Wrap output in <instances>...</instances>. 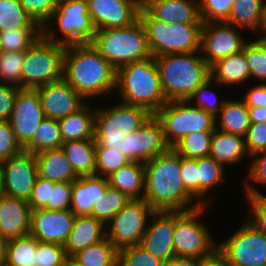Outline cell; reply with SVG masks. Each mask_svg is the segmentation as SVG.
Here are the masks:
<instances>
[{
	"mask_svg": "<svg viewBox=\"0 0 266 266\" xmlns=\"http://www.w3.org/2000/svg\"><path fill=\"white\" fill-rule=\"evenodd\" d=\"M144 164L143 198L155 211L186 212L201 207L185 189L180 175V155L173 148Z\"/></svg>",
	"mask_w": 266,
	"mask_h": 266,
	"instance_id": "6da1fadb",
	"label": "cell"
},
{
	"mask_svg": "<svg viewBox=\"0 0 266 266\" xmlns=\"http://www.w3.org/2000/svg\"><path fill=\"white\" fill-rule=\"evenodd\" d=\"M117 69L91 45L66 46L63 79L85 100L109 95L116 88Z\"/></svg>",
	"mask_w": 266,
	"mask_h": 266,
	"instance_id": "7a4b0ae2",
	"label": "cell"
},
{
	"mask_svg": "<svg viewBox=\"0 0 266 266\" xmlns=\"http://www.w3.org/2000/svg\"><path fill=\"white\" fill-rule=\"evenodd\" d=\"M199 54L194 51L154 57L167 102L188 100L210 79V66Z\"/></svg>",
	"mask_w": 266,
	"mask_h": 266,
	"instance_id": "3957f363",
	"label": "cell"
},
{
	"mask_svg": "<svg viewBox=\"0 0 266 266\" xmlns=\"http://www.w3.org/2000/svg\"><path fill=\"white\" fill-rule=\"evenodd\" d=\"M114 91L121 102L146 108L152 114L167 103L153 56L118 68Z\"/></svg>",
	"mask_w": 266,
	"mask_h": 266,
	"instance_id": "277c9868",
	"label": "cell"
},
{
	"mask_svg": "<svg viewBox=\"0 0 266 266\" xmlns=\"http://www.w3.org/2000/svg\"><path fill=\"white\" fill-rule=\"evenodd\" d=\"M91 45L116 69L152 56L139 18L126 27L96 30Z\"/></svg>",
	"mask_w": 266,
	"mask_h": 266,
	"instance_id": "5b68a950",
	"label": "cell"
},
{
	"mask_svg": "<svg viewBox=\"0 0 266 266\" xmlns=\"http://www.w3.org/2000/svg\"><path fill=\"white\" fill-rule=\"evenodd\" d=\"M139 19L143 23L153 57L200 51L203 23H171L152 17L142 6Z\"/></svg>",
	"mask_w": 266,
	"mask_h": 266,
	"instance_id": "8992f818",
	"label": "cell"
},
{
	"mask_svg": "<svg viewBox=\"0 0 266 266\" xmlns=\"http://www.w3.org/2000/svg\"><path fill=\"white\" fill-rule=\"evenodd\" d=\"M58 31L62 36H56ZM95 32L87 0H58L57 9L42 28L47 40L65 47L91 43Z\"/></svg>",
	"mask_w": 266,
	"mask_h": 266,
	"instance_id": "52a82bcc",
	"label": "cell"
},
{
	"mask_svg": "<svg viewBox=\"0 0 266 266\" xmlns=\"http://www.w3.org/2000/svg\"><path fill=\"white\" fill-rule=\"evenodd\" d=\"M65 49L41 35L24 51L22 88L35 89L62 79Z\"/></svg>",
	"mask_w": 266,
	"mask_h": 266,
	"instance_id": "ba28073f",
	"label": "cell"
},
{
	"mask_svg": "<svg viewBox=\"0 0 266 266\" xmlns=\"http://www.w3.org/2000/svg\"><path fill=\"white\" fill-rule=\"evenodd\" d=\"M207 206L180 212L174 211L173 246L175 257L206 258L212 255L218 244L214 241L205 222L199 221Z\"/></svg>",
	"mask_w": 266,
	"mask_h": 266,
	"instance_id": "9c48e42d",
	"label": "cell"
},
{
	"mask_svg": "<svg viewBox=\"0 0 266 266\" xmlns=\"http://www.w3.org/2000/svg\"><path fill=\"white\" fill-rule=\"evenodd\" d=\"M162 123L166 142L172 148L179 140L194 131H214L215 117L187 100L169 101L156 113Z\"/></svg>",
	"mask_w": 266,
	"mask_h": 266,
	"instance_id": "30bf717a",
	"label": "cell"
},
{
	"mask_svg": "<svg viewBox=\"0 0 266 266\" xmlns=\"http://www.w3.org/2000/svg\"><path fill=\"white\" fill-rule=\"evenodd\" d=\"M155 210L143 199L129 202L105 226L106 238L118 249L140 245Z\"/></svg>",
	"mask_w": 266,
	"mask_h": 266,
	"instance_id": "8fae6325",
	"label": "cell"
},
{
	"mask_svg": "<svg viewBox=\"0 0 266 266\" xmlns=\"http://www.w3.org/2000/svg\"><path fill=\"white\" fill-rule=\"evenodd\" d=\"M217 249L231 266H266V235L247 219Z\"/></svg>",
	"mask_w": 266,
	"mask_h": 266,
	"instance_id": "7c38bea8",
	"label": "cell"
},
{
	"mask_svg": "<svg viewBox=\"0 0 266 266\" xmlns=\"http://www.w3.org/2000/svg\"><path fill=\"white\" fill-rule=\"evenodd\" d=\"M170 148L165 139L162 123L153 114L141 128L122 139L119 151L130 161L145 163Z\"/></svg>",
	"mask_w": 266,
	"mask_h": 266,
	"instance_id": "4fadbf2b",
	"label": "cell"
},
{
	"mask_svg": "<svg viewBox=\"0 0 266 266\" xmlns=\"http://www.w3.org/2000/svg\"><path fill=\"white\" fill-rule=\"evenodd\" d=\"M238 30L225 21L203 23L200 54L210 67L218 60L243 50L248 40L243 39Z\"/></svg>",
	"mask_w": 266,
	"mask_h": 266,
	"instance_id": "5bb4252c",
	"label": "cell"
},
{
	"mask_svg": "<svg viewBox=\"0 0 266 266\" xmlns=\"http://www.w3.org/2000/svg\"><path fill=\"white\" fill-rule=\"evenodd\" d=\"M45 118L36 89L20 88L9 118L17 142L24 148Z\"/></svg>",
	"mask_w": 266,
	"mask_h": 266,
	"instance_id": "9a60e30c",
	"label": "cell"
},
{
	"mask_svg": "<svg viewBox=\"0 0 266 266\" xmlns=\"http://www.w3.org/2000/svg\"><path fill=\"white\" fill-rule=\"evenodd\" d=\"M1 165L3 194L28 202L38 176L35 154L22 151L10 159L1 161Z\"/></svg>",
	"mask_w": 266,
	"mask_h": 266,
	"instance_id": "2e32d148",
	"label": "cell"
},
{
	"mask_svg": "<svg viewBox=\"0 0 266 266\" xmlns=\"http://www.w3.org/2000/svg\"><path fill=\"white\" fill-rule=\"evenodd\" d=\"M95 30L122 28L139 18L142 0H87Z\"/></svg>",
	"mask_w": 266,
	"mask_h": 266,
	"instance_id": "e0dca14e",
	"label": "cell"
},
{
	"mask_svg": "<svg viewBox=\"0 0 266 266\" xmlns=\"http://www.w3.org/2000/svg\"><path fill=\"white\" fill-rule=\"evenodd\" d=\"M76 215L70 210H31L30 235L42 243L65 245Z\"/></svg>",
	"mask_w": 266,
	"mask_h": 266,
	"instance_id": "ac0fdd59",
	"label": "cell"
},
{
	"mask_svg": "<svg viewBox=\"0 0 266 266\" xmlns=\"http://www.w3.org/2000/svg\"><path fill=\"white\" fill-rule=\"evenodd\" d=\"M35 89L39 94L45 118L60 120L86 103L63 78Z\"/></svg>",
	"mask_w": 266,
	"mask_h": 266,
	"instance_id": "d6986e66",
	"label": "cell"
},
{
	"mask_svg": "<svg viewBox=\"0 0 266 266\" xmlns=\"http://www.w3.org/2000/svg\"><path fill=\"white\" fill-rule=\"evenodd\" d=\"M149 220L140 246L167 263L175 257L173 246L174 211H155Z\"/></svg>",
	"mask_w": 266,
	"mask_h": 266,
	"instance_id": "ffe728a7",
	"label": "cell"
},
{
	"mask_svg": "<svg viewBox=\"0 0 266 266\" xmlns=\"http://www.w3.org/2000/svg\"><path fill=\"white\" fill-rule=\"evenodd\" d=\"M31 208L27 201L0 195V233L13 239L30 233Z\"/></svg>",
	"mask_w": 266,
	"mask_h": 266,
	"instance_id": "44dd1931",
	"label": "cell"
},
{
	"mask_svg": "<svg viewBox=\"0 0 266 266\" xmlns=\"http://www.w3.org/2000/svg\"><path fill=\"white\" fill-rule=\"evenodd\" d=\"M142 7L154 18L171 23H203L199 0H142Z\"/></svg>",
	"mask_w": 266,
	"mask_h": 266,
	"instance_id": "7402d4cb",
	"label": "cell"
},
{
	"mask_svg": "<svg viewBox=\"0 0 266 266\" xmlns=\"http://www.w3.org/2000/svg\"><path fill=\"white\" fill-rule=\"evenodd\" d=\"M109 186L107 177L97 175L79 176L72 181L70 210L76 216L90 215L96 200Z\"/></svg>",
	"mask_w": 266,
	"mask_h": 266,
	"instance_id": "603a6c76",
	"label": "cell"
},
{
	"mask_svg": "<svg viewBox=\"0 0 266 266\" xmlns=\"http://www.w3.org/2000/svg\"><path fill=\"white\" fill-rule=\"evenodd\" d=\"M106 237L105 226L90 215L76 216L69 238L64 245L71 259L79 251L102 241Z\"/></svg>",
	"mask_w": 266,
	"mask_h": 266,
	"instance_id": "cb8c5ba5",
	"label": "cell"
},
{
	"mask_svg": "<svg viewBox=\"0 0 266 266\" xmlns=\"http://www.w3.org/2000/svg\"><path fill=\"white\" fill-rule=\"evenodd\" d=\"M225 22L258 36L266 25V0H234Z\"/></svg>",
	"mask_w": 266,
	"mask_h": 266,
	"instance_id": "d4e9b609",
	"label": "cell"
},
{
	"mask_svg": "<svg viewBox=\"0 0 266 266\" xmlns=\"http://www.w3.org/2000/svg\"><path fill=\"white\" fill-rule=\"evenodd\" d=\"M119 123V103L97 108L95 114L94 139L101 147L121 149V141L127 136Z\"/></svg>",
	"mask_w": 266,
	"mask_h": 266,
	"instance_id": "484cf974",
	"label": "cell"
},
{
	"mask_svg": "<svg viewBox=\"0 0 266 266\" xmlns=\"http://www.w3.org/2000/svg\"><path fill=\"white\" fill-rule=\"evenodd\" d=\"M209 156L224 167L226 164L241 163L242 158L249 156L245 145V137L215 128L211 138Z\"/></svg>",
	"mask_w": 266,
	"mask_h": 266,
	"instance_id": "4316f807",
	"label": "cell"
},
{
	"mask_svg": "<svg viewBox=\"0 0 266 266\" xmlns=\"http://www.w3.org/2000/svg\"><path fill=\"white\" fill-rule=\"evenodd\" d=\"M37 173L41 178L53 182L74 181L75 173L63 149H49L35 154Z\"/></svg>",
	"mask_w": 266,
	"mask_h": 266,
	"instance_id": "83f0119b",
	"label": "cell"
},
{
	"mask_svg": "<svg viewBox=\"0 0 266 266\" xmlns=\"http://www.w3.org/2000/svg\"><path fill=\"white\" fill-rule=\"evenodd\" d=\"M110 187L123 192L130 199H143L145 193V164L131 161L107 176ZM142 193V194H141Z\"/></svg>",
	"mask_w": 266,
	"mask_h": 266,
	"instance_id": "f1b7e54d",
	"label": "cell"
},
{
	"mask_svg": "<svg viewBox=\"0 0 266 266\" xmlns=\"http://www.w3.org/2000/svg\"><path fill=\"white\" fill-rule=\"evenodd\" d=\"M214 85L227 86L247 82L251 79L244 48L242 51L218 60L210 67Z\"/></svg>",
	"mask_w": 266,
	"mask_h": 266,
	"instance_id": "f546056e",
	"label": "cell"
},
{
	"mask_svg": "<svg viewBox=\"0 0 266 266\" xmlns=\"http://www.w3.org/2000/svg\"><path fill=\"white\" fill-rule=\"evenodd\" d=\"M86 103L77 111L58 120L64 142L94 138L96 108Z\"/></svg>",
	"mask_w": 266,
	"mask_h": 266,
	"instance_id": "4dcf8cb0",
	"label": "cell"
},
{
	"mask_svg": "<svg viewBox=\"0 0 266 266\" xmlns=\"http://www.w3.org/2000/svg\"><path fill=\"white\" fill-rule=\"evenodd\" d=\"M61 148L78 176L95 175L96 141L94 138L67 141Z\"/></svg>",
	"mask_w": 266,
	"mask_h": 266,
	"instance_id": "1f68e13d",
	"label": "cell"
},
{
	"mask_svg": "<svg viewBox=\"0 0 266 266\" xmlns=\"http://www.w3.org/2000/svg\"><path fill=\"white\" fill-rule=\"evenodd\" d=\"M215 121L217 129L245 137L251 124L248 106L243 100L226 99Z\"/></svg>",
	"mask_w": 266,
	"mask_h": 266,
	"instance_id": "d6a6232c",
	"label": "cell"
},
{
	"mask_svg": "<svg viewBox=\"0 0 266 266\" xmlns=\"http://www.w3.org/2000/svg\"><path fill=\"white\" fill-rule=\"evenodd\" d=\"M118 251L105 237L102 241L79 251L71 260L78 266H118Z\"/></svg>",
	"mask_w": 266,
	"mask_h": 266,
	"instance_id": "836d02e7",
	"label": "cell"
},
{
	"mask_svg": "<svg viewBox=\"0 0 266 266\" xmlns=\"http://www.w3.org/2000/svg\"><path fill=\"white\" fill-rule=\"evenodd\" d=\"M225 169L222 164L210 156L198 158V180H199V204L209 206L211 199L204 198L207 192L210 193L220 184H223L226 178ZM222 182V183H221ZM204 198V199H203Z\"/></svg>",
	"mask_w": 266,
	"mask_h": 266,
	"instance_id": "e575fe53",
	"label": "cell"
},
{
	"mask_svg": "<svg viewBox=\"0 0 266 266\" xmlns=\"http://www.w3.org/2000/svg\"><path fill=\"white\" fill-rule=\"evenodd\" d=\"M62 144L63 140L58 120L44 118L23 151L37 154L44 150L60 148Z\"/></svg>",
	"mask_w": 266,
	"mask_h": 266,
	"instance_id": "d590c367",
	"label": "cell"
},
{
	"mask_svg": "<svg viewBox=\"0 0 266 266\" xmlns=\"http://www.w3.org/2000/svg\"><path fill=\"white\" fill-rule=\"evenodd\" d=\"M14 29H42L23 9L19 0H0V32Z\"/></svg>",
	"mask_w": 266,
	"mask_h": 266,
	"instance_id": "8d00e7d4",
	"label": "cell"
},
{
	"mask_svg": "<svg viewBox=\"0 0 266 266\" xmlns=\"http://www.w3.org/2000/svg\"><path fill=\"white\" fill-rule=\"evenodd\" d=\"M38 242L30 234L8 240L5 264L7 266H35Z\"/></svg>",
	"mask_w": 266,
	"mask_h": 266,
	"instance_id": "74e56055",
	"label": "cell"
},
{
	"mask_svg": "<svg viewBox=\"0 0 266 266\" xmlns=\"http://www.w3.org/2000/svg\"><path fill=\"white\" fill-rule=\"evenodd\" d=\"M130 198L118 189L108 186L94 203L91 216L104 226L129 202Z\"/></svg>",
	"mask_w": 266,
	"mask_h": 266,
	"instance_id": "f35d334b",
	"label": "cell"
},
{
	"mask_svg": "<svg viewBox=\"0 0 266 266\" xmlns=\"http://www.w3.org/2000/svg\"><path fill=\"white\" fill-rule=\"evenodd\" d=\"M213 131H194L184 136L172 148L186 158L198 159L210 154Z\"/></svg>",
	"mask_w": 266,
	"mask_h": 266,
	"instance_id": "ab89813d",
	"label": "cell"
},
{
	"mask_svg": "<svg viewBox=\"0 0 266 266\" xmlns=\"http://www.w3.org/2000/svg\"><path fill=\"white\" fill-rule=\"evenodd\" d=\"M42 29H14L0 32L2 51H26L40 36Z\"/></svg>",
	"mask_w": 266,
	"mask_h": 266,
	"instance_id": "60d3db41",
	"label": "cell"
},
{
	"mask_svg": "<svg viewBox=\"0 0 266 266\" xmlns=\"http://www.w3.org/2000/svg\"><path fill=\"white\" fill-rule=\"evenodd\" d=\"M24 51H2L0 56V83L22 88Z\"/></svg>",
	"mask_w": 266,
	"mask_h": 266,
	"instance_id": "b9f144b4",
	"label": "cell"
},
{
	"mask_svg": "<svg viewBox=\"0 0 266 266\" xmlns=\"http://www.w3.org/2000/svg\"><path fill=\"white\" fill-rule=\"evenodd\" d=\"M244 54L249 65L250 77L266 84V46L256 37L244 46Z\"/></svg>",
	"mask_w": 266,
	"mask_h": 266,
	"instance_id": "7bdbcfd3",
	"label": "cell"
},
{
	"mask_svg": "<svg viewBox=\"0 0 266 266\" xmlns=\"http://www.w3.org/2000/svg\"><path fill=\"white\" fill-rule=\"evenodd\" d=\"M131 162L118 149L101 147L96 142V169L95 175L107 177L120 167Z\"/></svg>",
	"mask_w": 266,
	"mask_h": 266,
	"instance_id": "ee69618b",
	"label": "cell"
},
{
	"mask_svg": "<svg viewBox=\"0 0 266 266\" xmlns=\"http://www.w3.org/2000/svg\"><path fill=\"white\" fill-rule=\"evenodd\" d=\"M212 84L213 80L210 77V79H208L203 85L199 86L195 90V92L189 97L187 101L189 103H193V101L196 100L193 106L201 108L207 113H210L214 117H216L224 106L226 99L221 100V102H219V96L214 92L215 90H211Z\"/></svg>",
	"mask_w": 266,
	"mask_h": 266,
	"instance_id": "f6af8a7d",
	"label": "cell"
},
{
	"mask_svg": "<svg viewBox=\"0 0 266 266\" xmlns=\"http://www.w3.org/2000/svg\"><path fill=\"white\" fill-rule=\"evenodd\" d=\"M153 114L146 108L119 103V123L127 134L141 128Z\"/></svg>",
	"mask_w": 266,
	"mask_h": 266,
	"instance_id": "bcb514c9",
	"label": "cell"
},
{
	"mask_svg": "<svg viewBox=\"0 0 266 266\" xmlns=\"http://www.w3.org/2000/svg\"><path fill=\"white\" fill-rule=\"evenodd\" d=\"M118 266H165V263L140 245H135L118 251Z\"/></svg>",
	"mask_w": 266,
	"mask_h": 266,
	"instance_id": "7dc6e473",
	"label": "cell"
},
{
	"mask_svg": "<svg viewBox=\"0 0 266 266\" xmlns=\"http://www.w3.org/2000/svg\"><path fill=\"white\" fill-rule=\"evenodd\" d=\"M69 260L63 245L38 242L35 266H64Z\"/></svg>",
	"mask_w": 266,
	"mask_h": 266,
	"instance_id": "c3c4849f",
	"label": "cell"
},
{
	"mask_svg": "<svg viewBox=\"0 0 266 266\" xmlns=\"http://www.w3.org/2000/svg\"><path fill=\"white\" fill-rule=\"evenodd\" d=\"M252 159V163L250 164V169L248 170V181H244V191L246 193L245 196H261L265 195L261 193L258 188L252 185L253 183L266 184V151L256 153L250 156ZM251 181V182H250ZM249 182V183H248ZM252 183V184H251Z\"/></svg>",
	"mask_w": 266,
	"mask_h": 266,
	"instance_id": "681fc988",
	"label": "cell"
},
{
	"mask_svg": "<svg viewBox=\"0 0 266 266\" xmlns=\"http://www.w3.org/2000/svg\"><path fill=\"white\" fill-rule=\"evenodd\" d=\"M234 0H199L200 18L203 23L226 21Z\"/></svg>",
	"mask_w": 266,
	"mask_h": 266,
	"instance_id": "f907efd6",
	"label": "cell"
},
{
	"mask_svg": "<svg viewBox=\"0 0 266 266\" xmlns=\"http://www.w3.org/2000/svg\"><path fill=\"white\" fill-rule=\"evenodd\" d=\"M29 16L43 28L57 9L58 0H19Z\"/></svg>",
	"mask_w": 266,
	"mask_h": 266,
	"instance_id": "816d5d0a",
	"label": "cell"
},
{
	"mask_svg": "<svg viewBox=\"0 0 266 266\" xmlns=\"http://www.w3.org/2000/svg\"><path fill=\"white\" fill-rule=\"evenodd\" d=\"M180 170L186 191L199 203L198 159L180 156Z\"/></svg>",
	"mask_w": 266,
	"mask_h": 266,
	"instance_id": "f5cc1de1",
	"label": "cell"
},
{
	"mask_svg": "<svg viewBox=\"0 0 266 266\" xmlns=\"http://www.w3.org/2000/svg\"><path fill=\"white\" fill-rule=\"evenodd\" d=\"M22 151L23 148L17 142L9 120H0V162Z\"/></svg>",
	"mask_w": 266,
	"mask_h": 266,
	"instance_id": "db71d44e",
	"label": "cell"
},
{
	"mask_svg": "<svg viewBox=\"0 0 266 266\" xmlns=\"http://www.w3.org/2000/svg\"><path fill=\"white\" fill-rule=\"evenodd\" d=\"M52 188L54 182L37 176L28 200L31 210L42 209L47 203H51Z\"/></svg>",
	"mask_w": 266,
	"mask_h": 266,
	"instance_id": "11a10c76",
	"label": "cell"
},
{
	"mask_svg": "<svg viewBox=\"0 0 266 266\" xmlns=\"http://www.w3.org/2000/svg\"><path fill=\"white\" fill-rule=\"evenodd\" d=\"M245 145L249 157L266 151V122L250 124L245 136Z\"/></svg>",
	"mask_w": 266,
	"mask_h": 266,
	"instance_id": "9f6ffc18",
	"label": "cell"
},
{
	"mask_svg": "<svg viewBox=\"0 0 266 266\" xmlns=\"http://www.w3.org/2000/svg\"><path fill=\"white\" fill-rule=\"evenodd\" d=\"M71 194L72 181L54 182V188H52L51 203H47L44 208L53 211L70 209Z\"/></svg>",
	"mask_w": 266,
	"mask_h": 266,
	"instance_id": "6f0895ef",
	"label": "cell"
},
{
	"mask_svg": "<svg viewBox=\"0 0 266 266\" xmlns=\"http://www.w3.org/2000/svg\"><path fill=\"white\" fill-rule=\"evenodd\" d=\"M246 201L252 208L246 219L266 235V195L247 197Z\"/></svg>",
	"mask_w": 266,
	"mask_h": 266,
	"instance_id": "680465c9",
	"label": "cell"
},
{
	"mask_svg": "<svg viewBox=\"0 0 266 266\" xmlns=\"http://www.w3.org/2000/svg\"><path fill=\"white\" fill-rule=\"evenodd\" d=\"M20 87L0 83V120H9Z\"/></svg>",
	"mask_w": 266,
	"mask_h": 266,
	"instance_id": "91938a15",
	"label": "cell"
},
{
	"mask_svg": "<svg viewBox=\"0 0 266 266\" xmlns=\"http://www.w3.org/2000/svg\"><path fill=\"white\" fill-rule=\"evenodd\" d=\"M243 97L247 106L266 107V84L260 83L250 87Z\"/></svg>",
	"mask_w": 266,
	"mask_h": 266,
	"instance_id": "94428289",
	"label": "cell"
},
{
	"mask_svg": "<svg viewBox=\"0 0 266 266\" xmlns=\"http://www.w3.org/2000/svg\"><path fill=\"white\" fill-rule=\"evenodd\" d=\"M202 266H231L217 249L212 255L202 258Z\"/></svg>",
	"mask_w": 266,
	"mask_h": 266,
	"instance_id": "6125c7cd",
	"label": "cell"
},
{
	"mask_svg": "<svg viewBox=\"0 0 266 266\" xmlns=\"http://www.w3.org/2000/svg\"><path fill=\"white\" fill-rule=\"evenodd\" d=\"M165 266H202V259L188 257H173Z\"/></svg>",
	"mask_w": 266,
	"mask_h": 266,
	"instance_id": "be15d7a7",
	"label": "cell"
},
{
	"mask_svg": "<svg viewBox=\"0 0 266 266\" xmlns=\"http://www.w3.org/2000/svg\"><path fill=\"white\" fill-rule=\"evenodd\" d=\"M250 123L266 122V107L248 106Z\"/></svg>",
	"mask_w": 266,
	"mask_h": 266,
	"instance_id": "e7e4bbea",
	"label": "cell"
},
{
	"mask_svg": "<svg viewBox=\"0 0 266 266\" xmlns=\"http://www.w3.org/2000/svg\"><path fill=\"white\" fill-rule=\"evenodd\" d=\"M8 240L0 233V263H5Z\"/></svg>",
	"mask_w": 266,
	"mask_h": 266,
	"instance_id": "03108f58",
	"label": "cell"
},
{
	"mask_svg": "<svg viewBox=\"0 0 266 266\" xmlns=\"http://www.w3.org/2000/svg\"><path fill=\"white\" fill-rule=\"evenodd\" d=\"M264 33V34H260V36H256L265 46H266V25L262 28V30L260 31V33Z\"/></svg>",
	"mask_w": 266,
	"mask_h": 266,
	"instance_id": "003e7915",
	"label": "cell"
},
{
	"mask_svg": "<svg viewBox=\"0 0 266 266\" xmlns=\"http://www.w3.org/2000/svg\"><path fill=\"white\" fill-rule=\"evenodd\" d=\"M3 194V174H2V165L0 162V195Z\"/></svg>",
	"mask_w": 266,
	"mask_h": 266,
	"instance_id": "a7ac6f4b",
	"label": "cell"
},
{
	"mask_svg": "<svg viewBox=\"0 0 266 266\" xmlns=\"http://www.w3.org/2000/svg\"><path fill=\"white\" fill-rule=\"evenodd\" d=\"M64 266H78L75 262L69 259Z\"/></svg>",
	"mask_w": 266,
	"mask_h": 266,
	"instance_id": "89a4df30",
	"label": "cell"
},
{
	"mask_svg": "<svg viewBox=\"0 0 266 266\" xmlns=\"http://www.w3.org/2000/svg\"><path fill=\"white\" fill-rule=\"evenodd\" d=\"M0 266H7L5 263H0Z\"/></svg>",
	"mask_w": 266,
	"mask_h": 266,
	"instance_id": "2644e50d",
	"label": "cell"
}]
</instances>
